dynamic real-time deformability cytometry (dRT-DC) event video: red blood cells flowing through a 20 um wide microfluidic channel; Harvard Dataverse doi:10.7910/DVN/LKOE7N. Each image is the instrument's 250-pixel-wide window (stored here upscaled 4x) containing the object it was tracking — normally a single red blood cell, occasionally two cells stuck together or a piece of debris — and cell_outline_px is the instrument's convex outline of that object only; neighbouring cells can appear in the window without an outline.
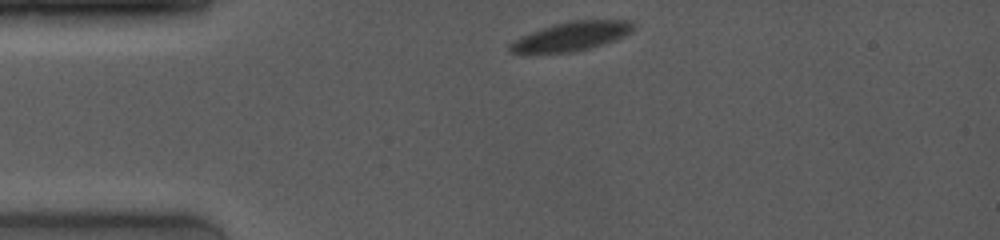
{"species": "common noctule bat (a hibernating species)", "species_latin": "Nyctalus noctula", "temperature_condition": "room temperature", "stored_images_in_passage": 4, "camera_frame_rate_fps": 4000, "um_per_image_px": 0.085, "animal": {"sex": "female", "body_mass_g": 19.0, "forearm_length_mm": 53.3}, "frame": {"image": 1, "passage_image": 1, "time_ms": 0.0, "image_size_px": [1000, 240], "cell_outline_px": [[636, 28], [632, 32], [624, 36], [588, 48], [572, 52], [508, 52], [508, 44], [512, 40], [520, 36], [552, 24], [568, 20], [632, 20], [636, 24]], "centroid_in_image_um": [48.58, 3.05], "position_along_channel_um": 36.4, "area_um2": 20.81}}